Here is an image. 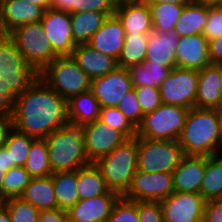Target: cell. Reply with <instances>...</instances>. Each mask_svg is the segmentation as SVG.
I'll return each instance as SVG.
<instances>
[{
    "instance_id": "6da1fadb",
    "label": "cell",
    "mask_w": 222,
    "mask_h": 222,
    "mask_svg": "<svg viewBox=\"0 0 222 222\" xmlns=\"http://www.w3.org/2000/svg\"><path fill=\"white\" fill-rule=\"evenodd\" d=\"M68 122L67 101L38 78L13 104L12 126L35 138H46Z\"/></svg>"
},
{
    "instance_id": "7a4b0ae2",
    "label": "cell",
    "mask_w": 222,
    "mask_h": 222,
    "mask_svg": "<svg viewBox=\"0 0 222 222\" xmlns=\"http://www.w3.org/2000/svg\"><path fill=\"white\" fill-rule=\"evenodd\" d=\"M219 109L190 108L178 139L184 156L208 157L221 153Z\"/></svg>"
},
{
    "instance_id": "3957f363",
    "label": "cell",
    "mask_w": 222,
    "mask_h": 222,
    "mask_svg": "<svg viewBox=\"0 0 222 222\" xmlns=\"http://www.w3.org/2000/svg\"><path fill=\"white\" fill-rule=\"evenodd\" d=\"M45 139L53 172H72L91 164L85 152L84 125L68 121Z\"/></svg>"
},
{
    "instance_id": "277c9868",
    "label": "cell",
    "mask_w": 222,
    "mask_h": 222,
    "mask_svg": "<svg viewBox=\"0 0 222 222\" xmlns=\"http://www.w3.org/2000/svg\"><path fill=\"white\" fill-rule=\"evenodd\" d=\"M38 78L39 73L27 63L16 43L8 35L0 37V82L6 96L14 103Z\"/></svg>"
},
{
    "instance_id": "5b68a950",
    "label": "cell",
    "mask_w": 222,
    "mask_h": 222,
    "mask_svg": "<svg viewBox=\"0 0 222 222\" xmlns=\"http://www.w3.org/2000/svg\"><path fill=\"white\" fill-rule=\"evenodd\" d=\"M96 167L111 191L123 196L129 189L137 165V136L127 139L107 156L97 160Z\"/></svg>"
},
{
    "instance_id": "8992f818",
    "label": "cell",
    "mask_w": 222,
    "mask_h": 222,
    "mask_svg": "<svg viewBox=\"0 0 222 222\" xmlns=\"http://www.w3.org/2000/svg\"><path fill=\"white\" fill-rule=\"evenodd\" d=\"M39 78L66 101L91 89V79L71 56H58Z\"/></svg>"
},
{
    "instance_id": "52a82bcc",
    "label": "cell",
    "mask_w": 222,
    "mask_h": 222,
    "mask_svg": "<svg viewBox=\"0 0 222 222\" xmlns=\"http://www.w3.org/2000/svg\"><path fill=\"white\" fill-rule=\"evenodd\" d=\"M8 36L16 43L27 63L38 73L58 57L40 21L20 25Z\"/></svg>"
},
{
    "instance_id": "ba28073f",
    "label": "cell",
    "mask_w": 222,
    "mask_h": 222,
    "mask_svg": "<svg viewBox=\"0 0 222 222\" xmlns=\"http://www.w3.org/2000/svg\"><path fill=\"white\" fill-rule=\"evenodd\" d=\"M188 111V108L162 103L156 110L143 116L136 129V136L150 140L178 141Z\"/></svg>"
},
{
    "instance_id": "9c48e42d",
    "label": "cell",
    "mask_w": 222,
    "mask_h": 222,
    "mask_svg": "<svg viewBox=\"0 0 222 222\" xmlns=\"http://www.w3.org/2000/svg\"><path fill=\"white\" fill-rule=\"evenodd\" d=\"M184 153L177 140H150L137 137L138 170L172 173Z\"/></svg>"
},
{
    "instance_id": "30bf717a",
    "label": "cell",
    "mask_w": 222,
    "mask_h": 222,
    "mask_svg": "<svg viewBox=\"0 0 222 222\" xmlns=\"http://www.w3.org/2000/svg\"><path fill=\"white\" fill-rule=\"evenodd\" d=\"M197 86V70L174 67L159 87L162 103L193 108Z\"/></svg>"
},
{
    "instance_id": "8fae6325",
    "label": "cell",
    "mask_w": 222,
    "mask_h": 222,
    "mask_svg": "<svg viewBox=\"0 0 222 222\" xmlns=\"http://www.w3.org/2000/svg\"><path fill=\"white\" fill-rule=\"evenodd\" d=\"M173 192L172 173H148L137 170L133 176L129 189L123 197L131 201L160 202Z\"/></svg>"
},
{
    "instance_id": "7c38bea8",
    "label": "cell",
    "mask_w": 222,
    "mask_h": 222,
    "mask_svg": "<svg viewBox=\"0 0 222 222\" xmlns=\"http://www.w3.org/2000/svg\"><path fill=\"white\" fill-rule=\"evenodd\" d=\"M127 139L122 132L99 119L84 125L85 152L90 163L107 156Z\"/></svg>"
},
{
    "instance_id": "4fadbf2b",
    "label": "cell",
    "mask_w": 222,
    "mask_h": 222,
    "mask_svg": "<svg viewBox=\"0 0 222 222\" xmlns=\"http://www.w3.org/2000/svg\"><path fill=\"white\" fill-rule=\"evenodd\" d=\"M205 202L201 194L174 191L160 201L164 222H201Z\"/></svg>"
},
{
    "instance_id": "5bb4252c",
    "label": "cell",
    "mask_w": 222,
    "mask_h": 222,
    "mask_svg": "<svg viewBox=\"0 0 222 222\" xmlns=\"http://www.w3.org/2000/svg\"><path fill=\"white\" fill-rule=\"evenodd\" d=\"M40 23L54 52L58 56H71L76 45L72 34L70 13L48 8Z\"/></svg>"
},
{
    "instance_id": "9a60e30c",
    "label": "cell",
    "mask_w": 222,
    "mask_h": 222,
    "mask_svg": "<svg viewBox=\"0 0 222 222\" xmlns=\"http://www.w3.org/2000/svg\"><path fill=\"white\" fill-rule=\"evenodd\" d=\"M133 89L128 69L117 67L115 70L91 80V90L101 108L117 107L125 93Z\"/></svg>"
},
{
    "instance_id": "2e32d148",
    "label": "cell",
    "mask_w": 222,
    "mask_h": 222,
    "mask_svg": "<svg viewBox=\"0 0 222 222\" xmlns=\"http://www.w3.org/2000/svg\"><path fill=\"white\" fill-rule=\"evenodd\" d=\"M126 35H148L153 32L151 11L145 0L117 2L114 13Z\"/></svg>"
},
{
    "instance_id": "e0dca14e",
    "label": "cell",
    "mask_w": 222,
    "mask_h": 222,
    "mask_svg": "<svg viewBox=\"0 0 222 222\" xmlns=\"http://www.w3.org/2000/svg\"><path fill=\"white\" fill-rule=\"evenodd\" d=\"M45 10L27 0H2L0 1V24L5 35L16 27L43 18Z\"/></svg>"
},
{
    "instance_id": "ac0fdd59",
    "label": "cell",
    "mask_w": 222,
    "mask_h": 222,
    "mask_svg": "<svg viewBox=\"0 0 222 222\" xmlns=\"http://www.w3.org/2000/svg\"><path fill=\"white\" fill-rule=\"evenodd\" d=\"M120 195L115 191L93 198L79 200L68 213L70 222H106Z\"/></svg>"
},
{
    "instance_id": "d6986e66",
    "label": "cell",
    "mask_w": 222,
    "mask_h": 222,
    "mask_svg": "<svg viewBox=\"0 0 222 222\" xmlns=\"http://www.w3.org/2000/svg\"><path fill=\"white\" fill-rule=\"evenodd\" d=\"M176 67L201 70L211 64L209 41L203 34L181 37L175 51Z\"/></svg>"
},
{
    "instance_id": "ffe728a7",
    "label": "cell",
    "mask_w": 222,
    "mask_h": 222,
    "mask_svg": "<svg viewBox=\"0 0 222 222\" xmlns=\"http://www.w3.org/2000/svg\"><path fill=\"white\" fill-rule=\"evenodd\" d=\"M222 106V79L216 64L198 71L195 107L220 109Z\"/></svg>"
},
{
    "instance_id": "44dd1931",
    "label": "cell",
    "mask_w": 222,
    "mask_h": 222,
    "mask_svg": "<svg viewBox=\"0 0 222 222\" xmlns=\"http://www.w3.org/2000/svg\"><path fill=\"white\" fill-rule=\"evenodd\" d=\"M125 38L124 27L114 14L105 19L103 25L87 44L103 54L118 59L124 46Z\"/></svg>"
},
{
    "instance_id": "7402d4cb",
    "label": "cell",
    "mask_w": 222,
    "mask_h": 222,
    "mask_svg": "<svg viewBox=\"0 0 222 222\" xmlns=\"http://www.w3.org/2000/svg\"><path fill=\"white\" fill-rule=\"evenodd\" d=\"M180 37L175 30L168 32L154 31L148 34L146 59L170 69L176 67L175 51Z\"/></svg>"
},
{
    "instance_id": "603a6c76",
    "label": "cell",
    "mask_w": 222,
    "mask_h": 222,
    "mask_svg": "<svg viewBox=\"0 0 222 222\" xmlns=\"http://www.w3.org/2000/svg\"><path fill=\"white\" fill-rule=\"evenodd\" d=\"M71 57L92 80L105 76L118 67L117 59L103 54L88 44H78Z\"/></svg>"
},
{
    "instance_id": "cb8c5ba5",
    "label": "cell",
    "mask_w": 222,
    "mask_h": 222,
    "mask_svg": "<svg viewBox=\"0 0 222 222\" xmlns=\"http://www.w3.org/2000/svg\"><path fill=\"white\" fill-rule=\"evenodd\" d=\"M205 157L183 156L172 172L174 191L200 194Z\"/></svg>"
},
{
    "instance_id": "d4e9b609",
    "label": "cell",
    "mask_w": 222,
    "mask_h": 222,
    "mask_svg": "<svg viewBox=\"0 0 222 222\" xmlns=\"http://www.w3.org/2000/svg\"><path fill=\"white\" fill-rule=\"evenodd\" d=\"M20 198L39 211L58 208L51 176L33 177Z\"/></svg>"
},
{
    "instance_id": "484cf974",
    "label": "cell",
    "mask_w": 222,
    "mask_h": 222,
    "mask_svg": "<svg viewBox=\"0 0 222 222\" xmlns=\"http://www.w3.org/2000/svg\"><path fill=\"white\" fill-rule=\"evenodd\" d=\"M67 109L69 122L86 125L99 119L101 105L90 89L68 100Z\"/></svg>"
},
{
    "instance_id": "4316f807",
    "label": "cell",
    "mask_w": 222,
    "mask_h": 222,
    "mask_svg": "<svg viewBox=\"0 0 222 222\" xmlns=\"http://www.w3.org/2000/svg\"><path fill=\"white\" fill-rule=\"evenodd\" d=\"M107 17L105 13L94 11L70 13L75 45L87 44Z\"/></svg>"
},
{
    "instance_id": "83f0119b",
    "label": "cell",
    "mask_w": 222,
    "mask_h": 222,
    "mask_svg": "<svg viewBox=\"0 0 222 222\" xmlns=\"http://www.w3.org/2000/svg\"><path fill=\"white\" fill-rule=\"evenodd\" d=\"M209 7L192 3L185 5L174 30L181 37L202 34L207 21Z\"/></svg>"
},
{
    "instance_id": "f1b7e54d",
    "label": "cell",
    "mask_w": 222,
    "mask_h": 222,
    "mask_svg": "<svg viewBox=\"0 0 222 222\" xmlns=\"http://www.w3.org/2000/svg\"><path fill=\"white\" fill-rule=\"evenodd\" d=\"M110 191L94 163L77 170V192L80 200L107 194Z\"/></svg>"
},
{
    "instance_id": "f546056e",
    "label": "cell",
    "mask_w": 222,
    "mask_h": 222,
    "mask_svg": "<svg viewBox=\"0 0 222 222\" xmlns=\"http://www.w3.org/2000/svg\"><path fill=\"white\" fill-rule=\"evenodd\" d=\"M200 194L205 201L222 199V153L205 157Z\"/></svg>"
},
{
    "instance_id": "4dcf8cb0",
    "label": "cell",
    "mask_w": 222,
    "mask_h": 222,
    "mask_svg": "<svg viewBox=\"0 0 222 222\" xmlns=\"http://www.w3.org/2000/svg\"><path fill=\"white\" fill-rule=\"evenodd\" d=\"M59 209L68 211L80 199L77 192V170L53 172L51 175Z\"/></svg>"
},
{
    "instance_id": "1f68e13d",
    "label": "cell",
    "mask_w": 222,
    "mask_h": 222,
    "mask_svg": "<svg viewBox=\"0 0 222 222\" xmlns=\"http://www.w3.org/2000/svg\"><path fill=\"white\" fill-rule=\"evenodd\" d=\"M133 87H160L171 69L153 62H144L128 68Z\"/></svg>"
},
{
    "instance_id": "d6a6232c",
    "label": "cell",
    "mask_w": 222,
    "mask_h": 222,
    "mask_svg": "<svg viewBox=\"0 0 222 222\" xmlns=\"http://www.w3.org/2000/svg\"><path fill=\"white\" fill-rule=\"evenodd\" d=\"M24 167L32 177H48L53 173L45 138L33 140Z\"/></svg>"
},
{
    "instance_id": "836d02e7",
    "label": "cell",
    "mask_w": 222,
    "mask_h": 222,
    "mask_svg": "<svg viewBox=\"0 0 222 222\" xmlns=\"http://www.w3.org/2000/svg\"><path fill=\"white\" fill-rule=\"evenodd\" d=\"M148 35H126L121 54L117 59L118 67L126 68L144 63Z\"/></svg>"
},
{
    "instance_id": "e575fe53",
    "label": "cell",
    "mask_w": 222,
    "mask_h": 222,
    "mask_svg": "<svg viewBox=\"0 0 222 222\" xmlns=\"http://www.w3.org/2000/svg\"><path fill=\"white\" fill-rule=\"evenodd\" d=\"M154 31L168 32L174 30L184 5L175 3H148Z\"/></svg>"
},
{
    "instance_id": "d590c367",
    "label": "cell",
    "mask_w": 222,
    "mask_h": 222,
    "mask_svg": "<svg viewBox=\"0 0 222 222\" xmlns=\"http://www.w3.org/2000/svg\"><path fill=\"white\" fill-rule=\"evenodd\" d=\"M34 139L35 137L21 133L14 127L9 130L6 140L2 145L9 153L10 164L24 167Z\"/></svg>"
},
{
    "instance_id": "8d00e7d4",
    "label": "cell",
    "mask_w": 222,
    "mask_h": 222,
    "mask_svg": "<svg viewBox=\"0 0 222 222\" xmlns=\"http://www.w3.org/2000/svg\"><path fill=\"white\" fill-rule=\"evenodd\" d=\"M32 178L23 166L9 169L3 177L2 201L20 197Z\"/></svg>"
},
{
    "instance_id": "74e56055",
    "label": "cell",
    "mask_w": 222,
    "mask_h": 222,
    "mask_svg": "<svg viewBox=\"0 0 222 222\" xmlns=\"http://www.w3.org/2000/svg\"><path fill=\"white\" fill-rule=\"evenodd\" d=\"M8 210L11 222H38L39 210L20 197L1 202Z\"/></svg>"
},
{
    "instance_id": "f35d334b",
    "label": "cell",
    "mask_w": 222,
    "mask_h": 222,
    "mask_svg": "<svg viewBox=\"0 0 222 222\" xmlns=\"http://www.w3.org/2000/svg\"><path fill=\"white\" fill-rule=\"evenodd\" d=\"M99 120L122 132L128 139L136 137V128L127 120L117 107H103Z\"/></svg>"
},
{
    "instance_id": "ab89813d",
    "label": "cell",
    "mask_w": 222,
    "mask_h": 222,
    "mask_svg": "<svg viewBox=\"0 0 222 222\" xmlns=\"http://www.w3.org/2000/svg\"><path fill=\"white\" fill-rule=\"evenodd\" d=\"M117 108L127 118V120L137 129L143 120L144 114L138 103V98L134 88L120 100Z\"/></svg>"
},
{
    "instance_id": "60d3db41",
    "label": "cell",
    "mask_w": 222,
    "mask_h": 222,
    "mask_svg": "<svg viewBox=\"0 0 222 222\" xmlns=\"http://www.w3.org/2000/svg\"><path fill=\"white\" fill-rule=\"evenodd\" d=\"M106 222H138L137 201L120 196Z\"/></svg>"
},
{
    "instance_id": "b9f144b4",
    "label": "cell",
    "mask_w": 222,
    "mask_h": 222,
    "mask_svg": "<svg viewBox=\"0 0 222 222\" xmlns=\"http://www.w3.org/2000/svg\"><path fill=\"white\" fill-rule=\"evenodd\" d=\"M142 113L145 115L156 110L161 104V95L158 87H133Z\"/></svg>"
},
{
    "instance_id": "7bdbcfd3",
    "label": "cell",
    "mask_w": 222,
    "mask_h": 222,
    "mask_svg": "<svg viewBox=\"0 0 222 222\" xmlns=\"http://www.w3.org/2000/svg\"><path fill=\"white\" fill-rule=\"evenodd\" d=\"M203 36L211 41L213 39L222 37V8L209 7L207 21L204 26Z\"/></svg>"
},
{
    "instance_id": "ee69618b",
    "label": "cell",
    "mask_w": 222,
    "mask_h": 222,
    "mask_svg": "<svg viewBox=\"0 0 222 222\" xmlns=\"http://www.w3.org/2000/svg\"><path fill=\"white\" fill-rule=\"evenodd\" d=\"M116 5L117 0H77V6H74V13L94 11L110 16L114 15Z\"/></svg>"
},
{
    "instance_id": "f6af8a7d",
    "label": "cell",
    "mask_w": 222,
    "mask_h": 222,
    "mask_svg": "<svg viewBox=\"0 0 222 222\" xmlns=\"http://www.w3.org/2000/svg\"><path fill=\"white\" fill-rule=\"evenodd\" d=\"M138 222H164L160 202L137 201Z\"/></svg>"
},
{
    "instance_id": "bcb514c9",
    "label": "cell",
    "mask_w": 222,
    "mask_h": 222,
    "mask_svg": "<svg viewBox=\"0 0 222 222\" xmlns=\"http://www.w3.org/2000/svg\"><path fill=\"white\" fill-rule=\"evenodd\" d=\"M204 222H222V199L205 202Z\"/></svg>"
},
{
    "instance_id": "7dc6e473",
    "label": "cell",
    "mask_w": 222,
    "mask_h": 222,
    "mask_svg": "<svg viewBox=\"0 0 222 222\" xmlns=\"http://www.w3.org/2000/svg\"><path fill=\"white\" fill-rule=\"evenodd\" d=\"M38 222H70L65 210L54 208L39 211Z\"/></svg>"
},
{
    "instance_id": "c3c4849f",
    "label": "cell",
    "mask_w": 222,
    "mask_h": 222,
    "mask_svg": "<svg viewBox=\"0 0 222 222\" xmlns=\"http://www.w3.org/2000/svg\"><path fill=\"white\" fill-rule=\"evenodd\" d=\"M13 102L6 96L5 86L0 82V115L12 117Z\"/></svg>"
},
{
    "instance_id": "681fc988",
    "label": "cell",
    "mask_w": 222,
    "mask_h": 222,
    "mask_svg": "<svg viewBox=\"0 0 222 222\" xmlns=\"http://www.w3.org/2000/svg\"><path fill=\"white\" fill-rule=\"evenodd\" d=\"M209 57L211 64L222 62V37L209 41Z\"/></svg>"
},
{
    "instance_id": "f907efd6",
    "label": "cell",
    "mask_w": 222,
    "mask_h": 222,
    "mask_svg": "<svg viewBox=\"0 0 222 222\" xmlns=\"http://www.w3.org/2000/svg\"><path fill=\"white\" fill-rule=\"evenodd\" d=\"M74 6H77V0H52L50 8L57 11L74 13Z\"/></svg>"
},
{
    "instance_id": "816d5d0a",
    "label": "cell",
    "mask_w": 222,
    "mask_h": 222,
    "mask_svg": "<svg viewBox=\"0 0 222 222\" xmlns=\"http://www.w3.org/2000/svg\"><path fill=\"white\" fill-rule=\"evenodd\" d=\"M12 127V117L0 115V146L6 140L7 134Z\"/></svg>"
},
{
    "instance_id": "f5cc1de1",
    "label": "cell",
    "mask_w": 222,
    "mask_h": 222,
    "mask_svg": "<svg viewBox=\"0 0 222 222\" xmlns=\"http://www.w3.org/2000/svg\"><path fill=\"white\" fill-rule=\"evenodd\" d=\"M0 166H4L7 170L15 167L14 164H10L9 153L3 145L0 146Z\"/></svg>"
},
{
    "instance_id": "db71d44e",
    "label": "cell",
    "mask_w": 222,
    "mask_h": 222,
    "mask_svg": "<svg viewBox=\"0 0 222 222\" xmlns=\"http://www.w3.org/2000/svg\"><path fill=\"white\" fill-rule=\"evenodd\" d=\"M147 3H175L178 5H189L194 3V0H145Z\"/></svg>"
},
{
    "instance_id": "11a10c76",
    "label": "cell",
    "mask_w": 222,
    "mask_h": 222,
    "mask_svg": "<svg viewBox=\"0 0 222 222\" xmlns=\"http://www.w3.org/2000/svg\"><path fill=\"white\" fill-rule=\"evenodd\" d=\"M0 222H11L7 208L0 202Z\"/></svg>"
},
{
    "instance_id": "9f6ffc18",
    "label": "cell",
    "mask_w": 222,
    "mask_h": 222,
    "mask_svg": "<svg viewBox=\"0 0 222 222\" xmlns=\"http://www.w3.org/2000/svg\"><path fill=\"white\" fill-rule=\"evenodd\" d=\"M222 0H194V3L208 6V7H217L220 6Z\"/></svg>"
},
{
    "instance_id": "6f0895ef",
    "label": "cell",
    "mask_w": 222,
    "mask_h": 222,
    "mask_svg": "<svg viewBox=\"0 0 222 222\" xmlns=\"http://www.w3.org/2000/svg\"><path fill=\"white\" fill-rule=\"evenodd\" d=\"M35 5L41 6L44 10L50 8V0H27Z\"/></svg>"
},
{
    "instance_id": "680465c9",
    "label": "cell",
    "mask_w": 222,
    "mask_h": 222,
    "mask_svg": "<svg viewBox=\"0 0 222 222\" xmlns=\"http://www.w3.org/2000/svg\"><path fill=\"white\" fill-rule=\"evenodd\" d=\"M8 170L4 166H0V201L2 202V184L3 177Z\"/></svg>"
},
{
    "instance_id": "91938a15",
    "label": "cell",
    "mask_w": 222,
    "mask_h": 222,
    "mask_svg": "<svg viewBox=\"0 0 222 222\" xmlns=\"http://www.w3.org/2000/svg\"><path fill=\"white\" fill-rule=\"evenodd\" d=\"M219 130H220V137H221V153H222V110H219Z\"/></svg>"
},
{
    "instance_id": "94428289",
    "label": "cell",
    "mask_w": 222,
    "mask_h": 222,
    "mask_svg": "<svg viewBox=\"0 0 222 222\" xmlns=\"http://www.w3.org/2000/svg\"><path fill=\"white\" fill-rule=\"evenodd\" d=\"M216 65L218 66V69H219V72H220V75H221V79H222V62H219Z\"/></svg>"
},
{
    "instance_id": "6125c7cd",
    "label": "cell",
    "mask_w": 222,
    "mask_h": 222,
    "mask_svg": "<svg viewBox=\"0 0 222 222\" xmlns=\"http://www.w3.org/2000/svg\"><path fill=\"white\" fill-rule=\"evenodd\" d=\"M5 34L3 33V30H2V27H1V24H0V37H3Z\"/></svg>"
},
{
    "instance_id": "be15d7a7",
    "label": "cell",
    "mask_w": 222,
    "mask_h": 222,
    "mask_svg": "<svg viewBox=\"0 0 222 222\" xmlns=\"http://www.w3.org/2000/svg\"><path fill=\"white\" fill-rule=\"evenodd\" d=\"M120 1H135V0H117V2H120Z\"/></svg>"
}]
</instances>
